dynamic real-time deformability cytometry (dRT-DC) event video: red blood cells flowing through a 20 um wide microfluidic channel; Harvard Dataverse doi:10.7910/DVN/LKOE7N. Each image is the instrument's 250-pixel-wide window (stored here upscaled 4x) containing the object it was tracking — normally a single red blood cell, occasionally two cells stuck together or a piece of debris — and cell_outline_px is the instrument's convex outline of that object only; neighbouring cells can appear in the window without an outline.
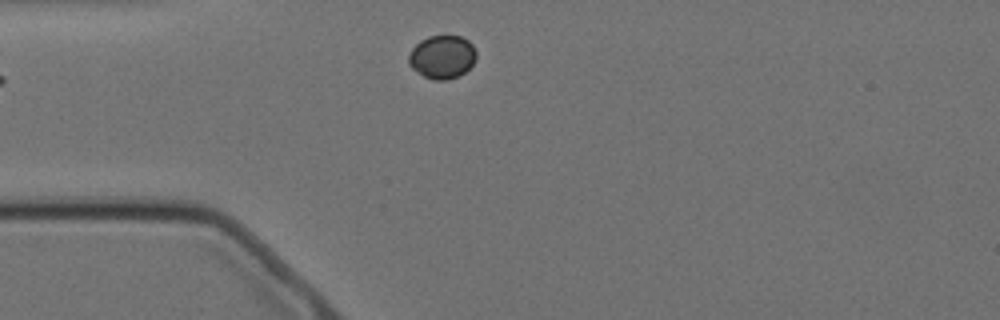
{"species": "Egyptian fruit bat (a non-hibernating species)", "species_latin": "Rousettus aegyptiacus", "temperature_condition": "cold", "stored_images_in_passage": 2, "camera_frame_rate_fps": 3000, "um_per_image_px": 0.085, "animal": {"sex": "female"}, "frame": {"image": 1, "passage_image": 2, "time_ms": 1.0, "image_size_px": [1000, 320], "cell_outline_px": [[476, 60], [460, 76], [448, 80], [432, 80], [424, 76], [412, 68], [408, 64], [408, 56], [412, 48], [420, 40], [428, 36], [460, 36], [468, 40], [472, 44], [476, 52]], "centroid_in_image_um": [37.58, 4.85], "position_along_channel_um": 47.4, "area_um2": 17.17}}